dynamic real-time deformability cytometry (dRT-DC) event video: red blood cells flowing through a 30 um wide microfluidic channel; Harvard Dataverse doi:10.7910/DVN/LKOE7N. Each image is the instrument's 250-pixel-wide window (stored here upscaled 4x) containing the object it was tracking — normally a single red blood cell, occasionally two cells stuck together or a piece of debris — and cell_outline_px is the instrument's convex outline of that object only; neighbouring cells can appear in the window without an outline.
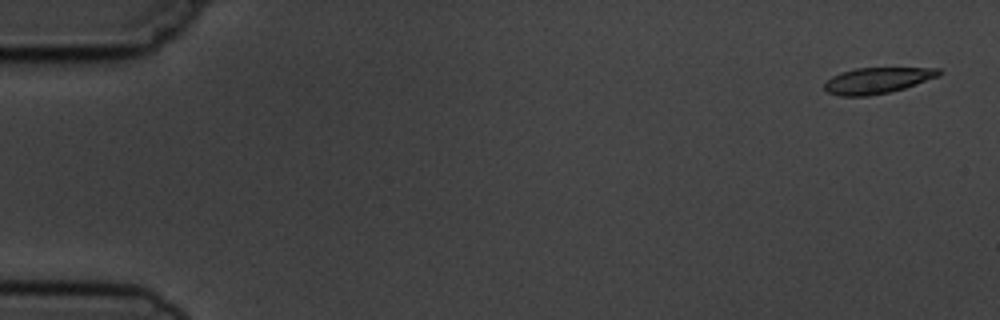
{"species": "common noctule bat (a hibernating species)", "species_latin": "Nyctalus noctula", "temperature_condition": "cold", "stored_images_in_passage": 5, "camera_frame_rate_fps": 3000, "um_per_image_px": 0.085, "animal": {"sex": "male", "body_mass_g": 19.5, "forearm_length_mm": 54.6}, "frame": {"image": 1, "passage_image": 1, "time_ms": 0.0, "image_size_px": [1000, 320], "cell_outline_px": [[940, 76], [904, 88], [888, 92], [868, 96], [840, 96], [828, 92], [824, 88], [824, 84], [832, 76], [840, 72], [856, 68], [940, 68]], "centroid_in_image_um": [74.55, 6.84], "position_along_channel_um": 10.4, "area_um2": 17.22}}
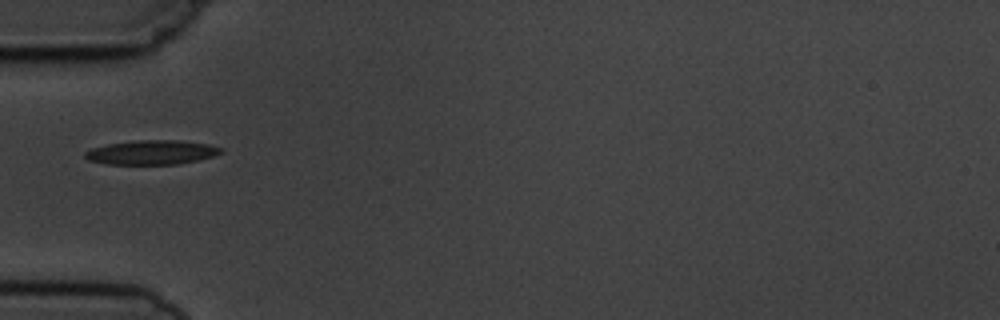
{"frame": {"image": 2, "passage_image": 5, "time_ms": 5.333, "image_size_px": [1000, 320], "cell_outline_px": [[224, 152], [200, 160], [180, 164], [108, 164], [88, 160], [84, 156], [84, 152], [92, 148], [108, 144], [140, 140], [176, 140], [208, 144], [224, 148]], "centroid_in_image_um": [12.93, 12.95], "position_along_channel_um": 72.1, "area_um2": 19.25}}